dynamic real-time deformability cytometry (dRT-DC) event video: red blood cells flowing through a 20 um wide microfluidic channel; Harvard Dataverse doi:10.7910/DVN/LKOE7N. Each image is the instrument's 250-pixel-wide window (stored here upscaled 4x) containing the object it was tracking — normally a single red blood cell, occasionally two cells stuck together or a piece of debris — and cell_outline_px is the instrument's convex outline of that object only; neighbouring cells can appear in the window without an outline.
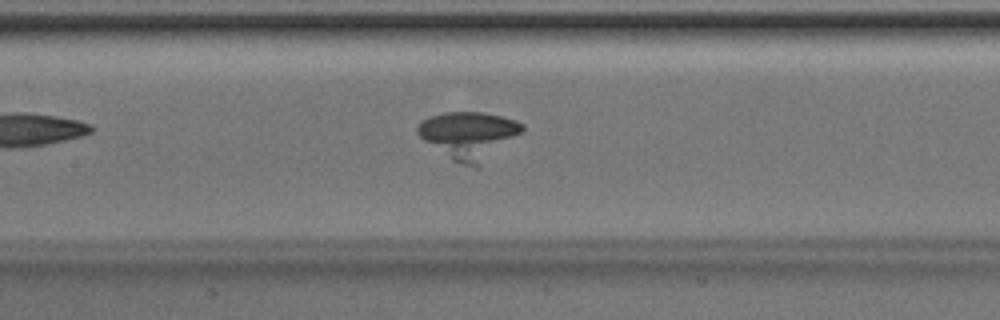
{"species": "Egyptian fruit bat (a non-hibernating species)", "species_latin": "Rousettus aegyptiacus", "temperature_condition": "room temperature", "stored_images_in_passage": 49, "camera_frame_rate_fps": 3000, "um_per_image_px": 0.085, "animal": {"sex": "male"}, "frame": {"image": 1, "passage_image": 22, "time_ms": 7.0, "image_size_px": [1000, 320], "cell_outline_px": [[524, 128], [520, 132], [476, 168], [452, 160], [424, 140], [416, 132], [416, 124], [420, 120], [428, 116], [444, 112], [484, 112], [516, 120], [524, 124]], "centroid_in_image_um": [39.78, 11.45], "position_along_channel_um": 167.6, "area_um2": 28.32}}
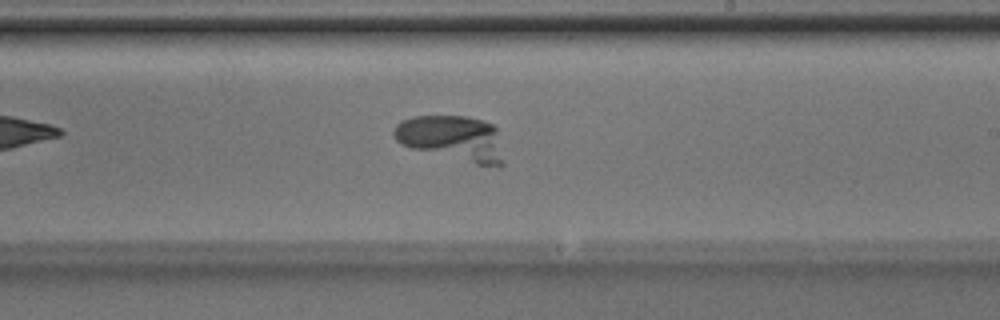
{"frame": {"image": 2, "passage_image": 28, "time_ms": 9.0, "image_size_px": [1000, 320], "cell_outline_px": [[504, 164], [500, 168], [476, 164], [412, 148], [400, 144], [396, 140], [392, 132], [396, 124], [400, 120], [412, 116], [468, 116], [492, 124], [496, 128], [504, 160]], "centroid_in_image_um": [38.44, 11.75], "position_along_channel_um": 250.6, "area_um2": 29.25}}